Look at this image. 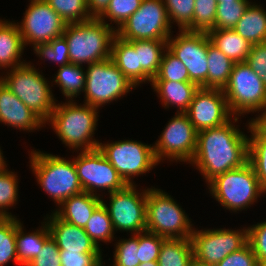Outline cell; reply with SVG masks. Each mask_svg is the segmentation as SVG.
I'll return each mask as SVG.
<instances>
[{
    "label": "cell",
    "mask_w": 266,
    "mask_h": 266,
    "mask_svg": "<svg viewBox=\"0 0 266 266\" xmlns=\"http://www.w3.org/2000/svg\"><path fill=\"white\" fill-rule=\"evenodd\" d=\"M232 122L197 132V147L190 164L196 165L207 183L248 162V137Z\"/></svg>",
    "instance_id": "cell-1"
},
{
    "label": "cell",
    "mask_w": 266,
    "mask_h": 266,
    "mask_svg": "<svg viewBox=\"0 0 266 266\" xmlns=\"http://www.w3.org/2000/svg\"><path fill=\"white\" fill-rule=\"evenodd\" d=\"M73 101L56 104L45 123L51 124L56 135L69 149H97L100 142L92 137L97 126L98 108L86 103L77 105Z\"/></svg>",
    "instance_id": "cell-2"
},
{
    "label": "cell",
    "mask_w": 266,
    "mask_h": 266,
    "mask_svg": "<svg viewBox=\"0 0 266 266\" xmlns=\"http://www.w3.org/2000/svg\"><path fill=\"white\" fill-rule=\"evenodd\" d=\"M116 28L99 20L66 24L63 36L69 47L70 63L83 66L111 58Z\"/></svg>",
    "instance_id": "cell-3"
},
{
    "label": "cell",
    "mask_w": 266,
    "mask_h": 266,
    "mask_svg": "<svg viewBox=\"0 0 266 266\" xmlns=\"http://www.w3.org/2000/svg\"><path fill=\"white\" fill-rule=\"evenodd\" d=\"M31 169L41 188L53 198L58 207L69 197L82 193L74 161L58 155L31 151Z\"/></svg>",
    "instance_id": "cell-4"
},
{
    "label": "cell",
    "mask_w": 266,
    "mask_h": 266,
    "mask_svg": "<svg viewBox=\"0 0 266 266\" xmlns=\"http://www.w3.org/2000/svg\"><path fill=\"white\" fill-rule=\"evenodd\" d=\"M207 184L212 197L233 212L248 208L266 193L249 162L215 176Z\"/></svg>",
    "instance_id": "cell-5"
},
{
    "label": "cell",
    "mask_w": 266,
    "mask_h": 266,
    "mask_svg": "<svg viewBox=\"0 0 266 266\" xmlns=\"http://www.w3.org/2000/svg\"><path fill=\"white\" fill-rule=\"evenodd\" d=\"M10 71V72H8ZM5 76H0L4 85L17 96L28 108L46 121L57 100H55L49 81L31 63H23L9 69Z\"/></svg>",
    "instance_id": "cell-6"
},
{
    "label": "cell",
    "mask_w": 266,
    "mask_h": 266,
    "mask_svg": "<svg viewBox=\"0 0 266 266\" xmlns=\"http://www.w3.org/2000/svg\"><path fill=\"white\" fill-rule=\"evenodd\" d=\"M171 195L161 189L147 188L146 231L166 239H191L192 223Z\"/></svg>",
    "instance_id": "cell-7"
},
{
    "label": "cell",
    "mask_w": 266,
    "mask_h": 266,
    "mask_svg": "<svg viewBox=\"0 0 266 266\" xmlns=\"http://www.w3.org/2000/svg\"><path fill=\"white\" fill-rule=\"evenodd\" d=\"M223 93L235 117L249 112L259 113L266 105V86L246 62L234 64Z\"/></svg>",
    "instance_id": "cell-8"
},
{
    "label": "cell",
    "mask_w": 266,
    "mask_h": 266,
    "mask_svg": "<svg viewBox=\"0 0 266 266\" xmlns=\"http://www.w3.org/2000/svg\"><path fill=\"white\" fill-rule=\"evenodd\" d=\"M87 66L84 88L87 105L99 108L136 88L111 58Z\"/></svg>",
    "instance_id": "cell-9"
},
{
    "label": "cell",
    "mask_w": 266,
    "mask_h": 266,
    "mask_svg": "<svg viewBox=\"0 0 266 266\" xmlns=\"http://www.w3.org/2000/svg\"><path fill=\"white\" fill-rule=\"evenodd\" d=\"M98 148L127 185H133V177L149 172L159 163L153 145L141 141L131 139L99 143Z\"/></svg>",
    "instance_id": "cell-10"
},
{
    "label": "cell",
    "mask_w": 266,
    "mask_h": 266,
    "mask_svg": "<svg viewBox=\"0 0 266 266\" xmlns=\"http://www.w3.org/2000/svg\"><path fill=\"white\" fill-rule=\"evenodd\" d=\"M171 24L163 0H142L139 9L116 30L126 41L168 40Z\"/></svg>",
    "instance_id": "cell-11"
},
{
    "label": "cell",
    "mask_w": 266,
    "mask_h": 266,
    "mask_svg": "<svg viewBox=\"0 0 266 266\" xmlns=\"http://www.w3.org/2000/svg\"><path fill=\"white\" fill-rule=\"evenodd\" d=\"M109 206L102 200L109 212L114 231L133 234L146 231L147 189L141 193L136 185H126L123 189L111 192Z\"/></svg>",
    "instance_id": "cell-12"
},
{
    "label": "cell",
    "mask_w": 266,
    "mask_h": 266,
    "mask_svg": "<svg viewBox=\"0 0 266 266\" xmlns=\"http://www.w3.org/2000/svg\"><path fill=\"white\" fill-rule=\"evenodd\" d=\"M155 142L156 159L190 163L197 147V131L185 113H177ZM165 158V159H164Z\"/></svg>",
    "instance_id": "cell-13"
},
{
    "label": "cell",
    "mask_w": 266,
    "mask_h": 266,
    "mask_svg": "<svg viewBox=\"0 0 266 266\" xmlns=\"http://www.w3.org/2000/svg\"><path fill=\"white\" fill-rule=\"evenodd\" d=\"M231 229H206L192 232L193 256L209 266H215L232 252L248 243V231Z\"/></svg>",
    "instance_id": "cell-14"
},
{
    "label": "cell",
    "mask_w": 266,
    "mask_h": 266,
    "mask_svg": "<svg viewBox=\"0 0 266 266\" xmlns=\"http://www.w3.org/2000/svg\"><path fill=\"white\" fill-rule=\"evenodd\" d=\"M73 161L85 192L100 196L97 190L104 189L110 194L127 185L99 148L80 151Z\"/></svg>",
    "instance_id": "cell-15"
},
{
    "label": "cell",
    "mask_w": 266,
    "mask_h": 266,
    "mask_svg": "<svg viewBox=\"0 0 266 266\" xmlns=\"http://www.w3.org/2000/svg\"><path fill=\"white\" fill-rule=\"evenodd\" d=\"M177 35L168 38L167 48L186 66L192 82L208 88L207 32L179 30Z\"/></svg>",
    "instance_id": "cell-16"
},
{
    "label": "cell",
    "mask_w": 266,
    "mask_h": 266,
    "mask_svg": "<svg viewBox=\"0 0 266 266\" xmlns=\"http://www.w3.org/2000/svg\"><path fill=\"white\" fill-rule=\"evenodd\" d=\"M30 1L24 18L17 22L24 45L33 44L34 48L62 36L66 23L60 15L45 0Z\"/></svg>",
    "instance_id": "cell-17"
},
{
    "label": "cell",
    "mask_w": 266,
    "mask_h": 266,
    "mask_svg": "<svg viewBox=\"0 0 266 266\" xmlns=\"http://www.w3.org/2000/svg\"><path fill=\"white\" fill-rule=\"evenodd\" d=\"M197 132L222 126L239 117H232L222 89L202 88L195 92L188 110L185 112Z\"/></svg>",
    "instance_id": "cell-18"
},
{
    "label": "cell",
    "mask_w": 266,
    "mask_h": 266,
    "mask_svg": "<svg viewBox=\"0 0 266 266\" xmlns=\"http://www.w3.org/2000/svg\"><path fill=\"white\" fill-rule=\"evenodd\" d=\"M45 218L51 238L59 250L80 253H102L85 232L84 228L69 224L60 219L54 212Z\"/></svg>",
    "instance_id": "cell-19"
},
{
    "label": "cell",
    "mask_w": 266,
    "mask_h": 266,
    "mask_svg": "<svg viewBox=\"0 0 266 266\" xmlns=\"http://www.w3.org/2000/svg\"><path fill=\"white\" fill-rule=\"evenodd\" d=\"M0 123L30 131L42 128L46 123L34 111L28 108L0 80Z\"/></svg>",
    "instance_id": "cell-20"
},
{
    "label": "cell",
    "mask_w": 266,
    "mask_h": 266,
    "mask_svg": "<svg viewBox=\"0 0 266 266\" xmlns=\"http://www.w3.org/2000/svg\"><path fill=\"white\" fill-rule=\"evenodd\" d=\"M101 198L83 191L66 199L54 213L69 224L85 228L94 210L102 203Z\"/></svg>",
    "instance_id": "cell-21"
},
{
    "label": "cell",
    "mask_w": 266,
    "mask_h": 266,
    "mask_svg": "<svg viewBox=\"0 0 266 266\" xmlns=\"http://www.w3.org/2000/svg\"><path fill=\"white\" fill-rule=\"evenodd\" d=\"M129 42L138 53V85L143 82H152L167 49V40H133Z\"/></svg>",
    "instance_id": "cell-22"
},
{
    "label": "cell",
    "mask_w": 266,
    "mask_h": 266,
    "mask_svg": "<svg viewBox=\"0 0 266 266\" xmlns=\"http://www.w3.org/2000/svg\"><path fill=\"white\" fill-rule=\"evenodd\" d=\"M12 22L0 19V69H12L25 63L20 58L26 47L17 23Z\"/></svg>",
    "instance_id": "cell-23"
},
{
    "label": "cell",
    "mask_w": 266,
    "mask_h": 266,
    "mask_svg": "<svg viewBox=\"0 0 266 266\" xmlns=\"http://www.w3.org/2000/svg\"><path fill=\"white\" fill-rule=\"evenodd\" d=\"M154 91L159 95L163 107L176 105L177 113H185L199 86L194 82L152 81Z\"/></svg>",
    "instance_id": "cell-24"
},
{
    "label": "cell",
    "mask_w": 266,
    "mask_h": 266,
    "mask_svg": "<svg viewBox=\"0 0 266 266\" xmlns=\"http://www.w3.org/2000/svg\"><path fill=\"white\" fill-rule=\"evenodd\" d=\"M207 34L210 42L234 63L246 62L252 44L234 29H211Z\"/></svg>",
    "instance_id": "cell-25"
},
{
    "label": "cell",
    "mask_w": 266,
    "mask_h": 266,
    "mask_svg": "<svg viewBox=\"0 0 266 266\" xmlns=\"http://www.w3.org/2000/svg\"><path fill=\"white\" fill-rule=\"evenodd\" d=\"M45 223V224H44ZM22 223L16 218V246L19 266H26L33 260L44 243L51 237L46 222L34 232L24 233Z\"/></svg>",
    "instance_id": "cell-26"
},
{
    "label": "cell",
    "mask_w": 266,
    "mask_h": 266,
    "mask_svg": "<svg viewBox=\"0 0 266 266\" xmlns=\"http://www.w3.org/2000/svg\"><path fill=\"white\" fill-rule=\"evenodd\" d=\"M233 29L252 45L266 42L265 9L250 3Z\"/></svg>",
    "instance_id": "cell-27"
},
{
    "label": "cell",
    "mask_w": 266,
    "mask_h": 266,
    "mask_svg": "<svg viewBox=\"0 0 266 266\" xmlns=\"http://www.w3.org/2000/svg\"><path fill=\"white\" fill-rule=\"evenodd\" d=\"M111 59L120 71L135 86H138V53L126 40L115 36L112 42Z\"/></svg>",
    "instance_id": "cell-28"
},
{
    "label": "cell",
    "mask_w": 266,
    "mask_h": 266,
    "mask_svg": "<svg viewBox=\"0 0 266 266\" xmlns=\"http://www.w3.org/2000/svg\"><path fill=\"white\" fill-rule=\"evenodd\" d=\"M208 88L222 89L228 83L234 62L215 47L208 37Z\"/></svg>",
    "instance_id": "cell-29"
},
{
    "label": "cell",
    "mask_w": 266,
    "mask_h": 266,
    "mask_svg": "<svg viewBox=\"0 0 266 266\" xmlns=\"http://www.w3.org/2000/svg\"><path fill=\"white\" fill-rule=\"evenodd\" d=\"M193 257V246L191 239H165L162 243L158 256V265L188 266Z\"/></svg>",
    "instance_id": "cell-30"
},
{
    "label": "cell",
    "mask_w": 266,
    "mask_h": 266,
    "mask_svg": "<svg viewBox=\"0 0 266 266\" xmlns=\"http://www.w3.org/2000/svg\"><path fill=\"white\" fill-rule=\"evenodd\" d=\"M82 67L73 63L59 66V70L52 81L60 87L62 94L68 100H72L79 96L80 92H84L85 71Z\"/></svg>",
    "instance_id": "cell-31"
},
{
    "label": "cell",
    "mask_w": 266,
    "mask_h": 266,
    "mask_svg": "<svg viewBox=\"0 0 266 266\" xmlns=\"http://www.w3.org/2000/svg\"><path fill=\"white\" fill-rule=\"evenodd\" d=\"M247 126L251 133L248 138V162L253 167L258 181L266 189V136L260 134L250 121Z\"/></svg>",
    "instance_id": "cell-32"
},
{
    "label": "cell",
    "mask_w": 266,
    "mask_h": 266,
    "mask_svg": "<svg viewBox=\"0 0 266 266\" xmlns=\"http://www.w3.org/2000/svg\"><path fill=\"white\" fill-rule=\"evenodd\" d=\"M84 230L98 248L100 241L111 243L115 231L109 212L103 203L94 210Z\"/></svg>",
    "instance_id": "cell-33"
},
{
    "label": "cell",
    "mask_w": 266,
    "mask_h": 266,
    "mask_svg": "<svg viewBox=\"0 0 266 266\" xmlns=\"http://www.w3.org/2000/svg\"><path fill=\"white\" fill-rule=\"evenodd\" d=\"M10 261L18 264L16 217H0V266Z\"/></svg>",
    "instance_id": "cell-34"
},
{
    "label": "cell",
    "mask_w": 266,
    "mask_h": 266,
    "mask_svg": "<svg viewBox=\"0 0 266 266\" xmlns=\"http://www.w3.org/2000/svg\"><path fill=\"white\" fill-rule=\"evenodd\" d=\"M66 24L91 20L86 0H45Z\"/></svg>",
    "instance_id": "cell-35"
},
{
    "label": "cell",
    "mask_w": 266,
    "mask_h": 266,
    "mask_svg": "<svg viewBox=\"0 0 266 266\" xmlns=\"http://www.w3.org/2000/svg\"><path fill=\"white\" fill-rule=\"evenodd\" d=\"M165 52L152 81L192 82L186 66L168 48Z\"/></svg>",
    "instance_id": "cell-36"
},
{
    "label": "cell",
    "mask_w": 266,
    "mask_h": 266,
    "mask_svg": "<svg viewBox=\"0 0 266 266\" xmlns=\"http://www.w3.org/2000/svg\"><path fill=\"white\" fill-rule=\"evenodd\" d=\"M170 24L176 22L179 30L192 31L195 0H163Z\"/></svg>",
    "instance_id": "cell-37"
},
{
    "label": "cell",
    "mask_w": 266,
    "mask_h": 266,
    "mask_svg": "<svg viewBox=\"0 0 266 266\" xmlns=\"http://www.w3.org/2000/svg\"><path fill=\"white\" fill-rule=\"evenodd\" d=\"M141 3L142 0H110L107 8L98 19L110 25L105 20L109 18L110 23L117 24L116 30H118L139 9Z\"/></svg>",
    "instance_id": "cell-38"
},
{
    "label": "cell",
    "mask_w": 266,
    "mask_h": 266,
    "mask_svg": "<svg viewBox=\"0 0 266 266\" xmlns=\"http://www.w3.org/2000/svg\"><path fill=\"white\" fill-rule=\"evenodd\" d=\"M251 2L238 0L217 4L214 29H233Z\"/></svg>",
    "instance_id": "cell-39"
},
{
    "label": "cell",
    "mask_w": 266,
    "mask_h": 266,
    "mask_svg": "<svg viewBox=\"0 0 266 266\" xmlns=\"http://www.w3.org/2000/svg\"><path fill=\"white\" fill-rule=\"evenodd\" d=\"M17 177L14 172L8 171V169L0 171V217H15L7 210L17 204L18 201Z\"/></svg>",
    "instance_id": "cell-40"
},
{
    "label": "cell",
    "mask_w": 266,
    "mask_h": 266,
    "mask_svg": "<svg viewBox=\"0 0 266 266\" xmlns=\"http://www.w3.org/2000/svg\"><path fill=\"white\" fill-rule=\"evenodd\" d=\"M34 53L41 59H48L51 62L60 63L59 66H63L70 63L69 59V47L65 37L59 36L48 43H42L36 45Z\"/></svg>",
    "instance_id": "cell-41"
},
{
    "label": "cell",
    "mask_w": 266,
    "mask_h": 266,
    "mask_svg": "<svg viewBox=\"0 0 266 266\" xmlns=\"http://www.w3.org/2000/svg\"><path fill=\"white\" fill-rule=\"evenodd\" d=\"M216 11V0H195L192 31L208 32L214 29Z\"/></svg>",
    "instance_id": "cell-42"
},
{
    "label": "cell",
    "mask_w": 266,
    "mask_h": 266,
    "mask_svg": "<svg viewBox=\"0 0 266 266\" xmlns=\"http://www.w3.org/2000/svg\"><path fill=\"white\" fill-rule=\"evenodd\" d=\"M115 245L114 264L112 266H138V233L132 234L129 239H120Z\"/></svg>",
    "instance_id": "cell-43"
},
{
    "label": "cell",
    "mask_w": 266,
    "mask_h": 266,
    "mask_svg": "<svg viewBox=\"0 0 266 266\" xmlns=\"http://www.w3.org/2000/svg\"><path fill=\"white\" fill-rule=\"evenodd\" d=\"M165 239L148 231L138 233V259L140 263L158 261L160 249Z\"/></svg>",
    "instance_id": "cell-44"
},
{
    "label": "cell",
    "mask_w": 266,
    "mask_h": 266,
    "mask_svg": "<svg viewBox=\"0 0 266 266\" xmlns=\"http://www.w3.org/2000/svg\"><path fill=\"white\" fill-rule=\"evenodd\" d=\"M248 243L260 266H266V221L249 226Z\"/></svg>",
    "instance_id": "cell-45"
},
{
    "label": "cell",
    "mask_w": 266,
    "mask_h": 266,
    "mask_svg": "<svg viewBox=\"0 0 266 266\" xmlns=\"http://www.w3.org/2000/svg\"><path fill=\"white\" fill-rule=\"evenodd\" d=\"M61 266H104L101 253L66 252L60 250Z\"/></svg>",
    "instance_id": "cell-46"
},
{
    "label": "cell",
    "mask_w": 266,
    "mask_h": 266,
    "mask_svg": "<svg viewBox=\"0 0 266 266\" xmlns=\"http://www.w3.org/2000/svg\"><path fill=\"white\" fill-rule=\"evenodd\" d=\"M59 252L56 242L50 237L42 250L26 266H61Z\"/></svg>",
    "instance_id": "cell-47"
},
{
    "label": "cell",
    "mask_w": 266,
    "mask_h": 266,
    "mask_svg": "<svg viewBox=\"0 0 266 266\" xmlns=\"http://www.w3.org/2000/svg\"><path fill=\"white\" fill-rule=\"evenodd\" d=\"M215 266H260L252 247L247 243L238 251L232 252Z\"/></svg>",
    "instance_id": "cell-48"
},
{
    "label": "cell",
    "mask_w": 266,
    "mask_h": 266,
    "mask_svg": "<svg viewBox=\"0 0 266 266\" xmlns=\"http://www.w3.org/2000/svg\"><path fill=\"white\" fill-rule=\"evenodd\" d=\"M246 63L256 72L266 86V42L251 46Z\"/></svg>",
    "instance_id": "cell-49"
},
{
    "label": "cell",
    "mask_w": 266,
    "mask_h": 266,
    "mask_svg": "<svg viewBox=\"0 0 266 266\" xmlns=\"http://www.w3.org/2000/svg\"><path fill=\"white\" fill-rule=\"evenodd\" d=\"M110 0H86L89 14L98 18L107 8Z\"/></svg>",
    "instance_id": "cell-50"
},
{
    "label": "cell",
    "mask_w": 266,
    "mask_h": 266,
    "mask_svg": "<svg viewBox=\"0 0 266 266\" xmlns=\"http://www.w3.org/2000/svg\"><path fill=\"white\" fill-rule=\"evenodd\" d=\"M262 111V112H261ZM261 115L252 118L250 124L262 135L266 136V105L260 110Z\"/></svg>",
    "instance_id": "cell-51"
},
{
    "label": "cell",
    "mask_w": 266,
    "mask_h": 266,
    "mask_svg": "<svg viewBox=\"0 0 266 266\" xmlns=\"http://www.w3.org/2000/svg\"><path fill=\"white\" fill-rule=\"evenodd\" d=\"M188 266H209V265H207L206 263L201 262V261L197 260L195 257H193L190 260Z\"/></svg>",
    "instance_id": "cell-52"
},
{
    "label": "cell",
    "mask_w": 266,
    "mask_h": 266,
    "mask_svg": "<svg viewBox=\"0 0 266 266\" xmlns=\"http://www.w3.org/2000/svg\"><path fill=\"white\" fill-rule=\"evenodd\" d=\"M6 167H7V164H6V161L4 160V156L0 148V171L6 170L7 169Z\"/></svg>",
    "instance_id": "cell-53"
},
{
    "label": "cell",
    "mask_w": 266,
    "mask_h": 266,
    "mask_svg": "<svg viewBox=\"0 0 266 266\" xmlns=\"http://www.w3.org/2000/svg\"><path fill=\"white\" fill-rule=\"evenodd\" d=\"M138 266H159L158 261H150L145 263H140Z\"/></svg>",
    "instance_id": "cell-54"
},
{
    "label": "cell",
    "mask_w": 266,
    "mask_h": 266,
    "mask_svg": "<svg viewBox=\"0 0 266 266\" xmlns=\"http://www.w3.org/2000/svg\"><path fill=\"white\" fill-rule=\"evenodd\" d=\"M235 1H238V0H216L217 4L223 3V2H235Z\"/></svg>",
    "instance_id": "cell-55"
}]
</instances>
